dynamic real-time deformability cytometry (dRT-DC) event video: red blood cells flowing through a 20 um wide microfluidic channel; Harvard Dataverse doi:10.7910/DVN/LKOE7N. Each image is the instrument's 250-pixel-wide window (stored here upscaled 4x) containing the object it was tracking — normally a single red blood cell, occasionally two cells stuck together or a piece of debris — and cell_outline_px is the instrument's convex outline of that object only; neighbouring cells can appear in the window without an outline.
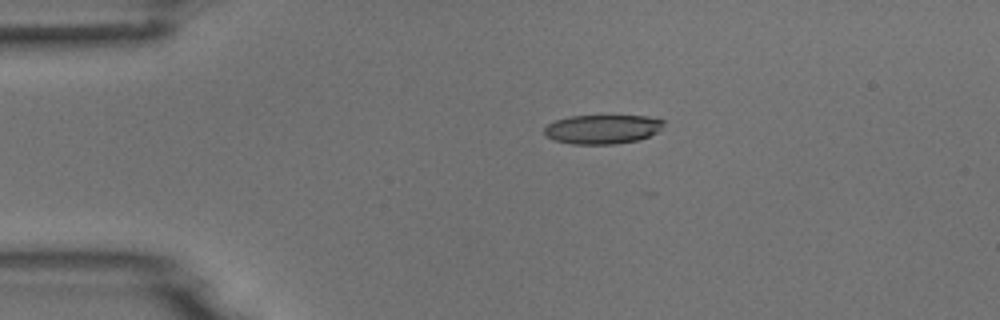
{"species": "common noctule bat (a hibernating species)", "species_latin": "Nyctalus noctula", "temperature_condition": "room temperature", "stored_images_in_passage": 2, "camera_frame_rate_fps": 3000, "um_per_image_px": 0.085, "animal": {"sex": "male", "body_mass_g": 18.8}, "frame": {"image": 1, "passage_image": 1, "time_ms": 0.0, "image_size_px": [1000, 320], "cell_outline_px": [[664, 124], [656, 132], [640, 140], [616, 144], [572, 144], [556, 140], [544, 136], [544, 128], [548, 124], [556, 120], [568, 116], [648, 116], [664, 120]], "centroid_in_image_um": [51.19, 10.98], "position_along_channel_um": 33.8, "area_um2": 20.29}}